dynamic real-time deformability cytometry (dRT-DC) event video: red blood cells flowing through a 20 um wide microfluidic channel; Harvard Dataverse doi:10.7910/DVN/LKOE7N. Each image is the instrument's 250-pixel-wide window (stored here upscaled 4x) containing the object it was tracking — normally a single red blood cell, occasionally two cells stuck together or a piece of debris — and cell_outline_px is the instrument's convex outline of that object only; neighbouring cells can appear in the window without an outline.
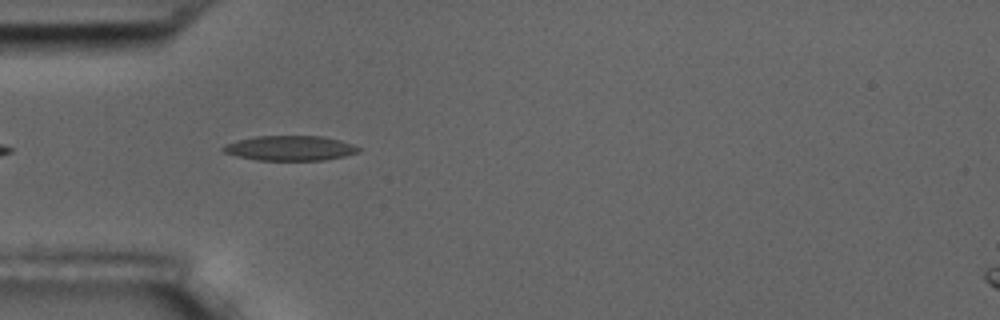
{"species": "common noctule bat (a hibernating species)", "species_latin": "Nyctalus noctula", "temperature_condition": "room temperature", "stored_images_in_passage": 4, "camera_frame_rate_fps": 3000, "um_per_image_px": 0.085, "animal": {"sex": "male", "body_mass_g": 17.5, "forearm_length_mm": 52.3}, "frame": {"image": 1, "passage_image": 4, "time_ms": 3.667, "image_size_px": [1000, 320], "cell_outline_px": [[360, 152], [344, 156], [324, 160], [256, 160], [236, 156], [224, 152], [220, 148], [224, 144], [256, 136], [320, 136], [340, 140], [352, 144], [360, 148]], "centroid_in_image_um": [24.64, 12.59], "position_along_channel_um": 60.4, "area_um2": 19.59}}